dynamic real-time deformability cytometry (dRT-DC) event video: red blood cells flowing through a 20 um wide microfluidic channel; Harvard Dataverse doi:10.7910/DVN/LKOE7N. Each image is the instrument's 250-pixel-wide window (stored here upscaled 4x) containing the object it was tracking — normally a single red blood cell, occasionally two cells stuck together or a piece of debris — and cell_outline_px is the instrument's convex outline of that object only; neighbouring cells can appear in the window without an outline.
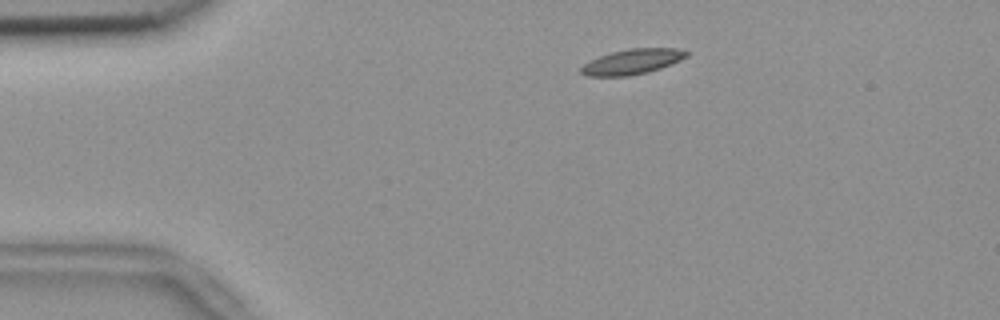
{"species": "common noctule bat (a hibernating species)", "species_latin": "Nyctalus noctula", "temperature_condition": "room temperature", "stored_images_in_passage": 50, "camera_frame_rate_fps": 3000, "um_per_image_px": 0.085, "animal": {"sex": "female", "body_mass_g": 18.4}, "frame": {"image": 1, "passage_image": 6, "time_ms": 1.667, "image_size_px": [1000, 320], "cell_outline_px": [[688, 56], [680, 60], [660, 68], [648, 72], [628, 76], [588, 76], [580, 72], [580, 68], [588, 60], [612, 52], [628, 48], [680, 48], [688, 52]], "centroid_in_image_um": [53.73, 5.24], "position_along_channel_um": 31.3, "area_um2": 15.49}}
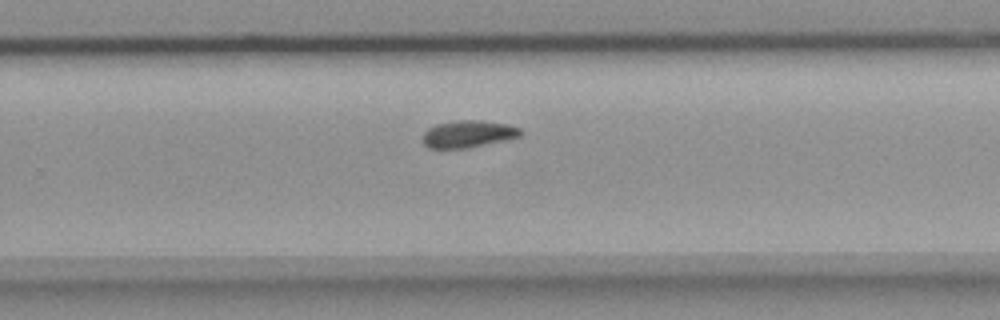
{"frame": {"image": 2, "passage_image": 31, "time_ms": 10.0, "image_size_px": [1000, 320], "cell_outline_px": [[524, 132], [520, 136], [508, 140], [468, 148], [428, 148], [420, 140], [424, 132], [428, 128], [436, 124], [456, 120], [484, 120], [508, 124], [520, 128]], "centroid_in_image_um": [39.8, 11.39], "position_along_channel_um": 290.0, "area_um2": 15.84}}
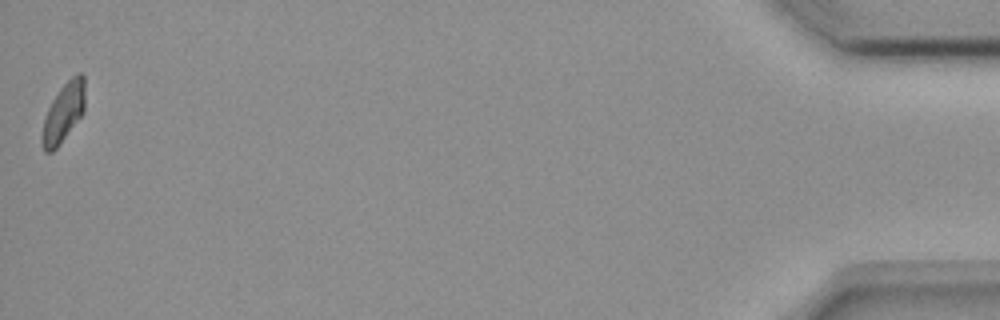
{"frame": {"image": 3, "passage_image": 50, "time_ms": 16.333, "image_size_px": [1000, 320], "cell_outline_px": [[84, 112], [56, 148], [52, 152], [44, 152], [40, 140], [40, 136], [44, 120], [48, 108], [52, 100], [60, 88], [76, 72], [80, 72], [84, 76]], "centroid_in_image_um": [5.38, 9.57], "position_along_channel_um": 429.8, "area_um2": 14.74}, "authors_computed_cell_mechanics": {"area_um2": 15.4615, "velocity_mm_per_s": 3.7082, "shape_relaxation_time_tau1_ms": null, "shape_relaxation_time_tau2_ms": 7.0462, "deformation_change_tau1": null, "deformation_change_tau2": 0.1136}}